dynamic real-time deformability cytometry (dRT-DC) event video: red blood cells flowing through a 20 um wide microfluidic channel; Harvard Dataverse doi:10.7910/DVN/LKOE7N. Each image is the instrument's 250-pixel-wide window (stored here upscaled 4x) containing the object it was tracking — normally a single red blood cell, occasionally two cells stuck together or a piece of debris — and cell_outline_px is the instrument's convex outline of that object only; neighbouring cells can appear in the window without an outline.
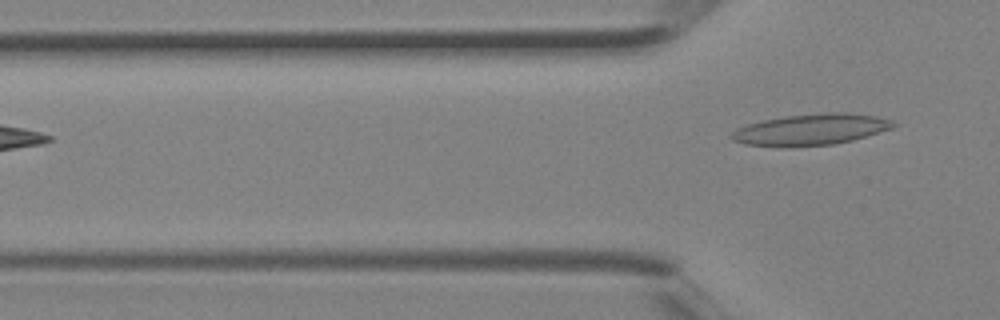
{"species": "Egyptian fruit bat (a non-hibernating species)", "species_latin": "Rousettus aegyptiacus", "temperature_condition": "room temperature", "stored_images_in_passage": 2, "camera_frame_rate_fps": 3000, "um_per_image_px": 0.085, "animal": {"sex": "female"}, "frame": {"image": 1, "passage_image": 2, "time_ms": 0.333, "image_size_px": [1000, 320], "cell_outline_px": [[896, 124], [892, 128], [852, 140], [832, 144], [784, 148], [744, 144], [732, 140], [728, 136], [736, 128], [748, 124], [764, 120], [784, 116], [824, 112], [848, 112], [876, 116], [892, 120]], "centroid_in_image_um": [68.87, 11.02], "position_along_channel_um": 56.9, "area_um2": 29.71}}